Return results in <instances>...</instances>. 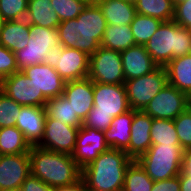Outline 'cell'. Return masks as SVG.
Masks as SVG:
<instances>
[{
	"mask_svg": "<svg viewBox=\"0 0 191 191\" xmlns=\"http://www.w3.org/2000/svg\"><path fill=\"white\" fill-rule=\"evenodd\" d=\"M30 170L49 187L68 186L81 179L82 169L72 155L31 146L29 150Z\"/></svg>",
	"mask_w": 191,
	"mask_h": 191,
	"instance_id": "cell-3",
	"label": "cell"
},
{
	"mask_svg": "<svg viewBox=\"0 0 191 191\" xmlns=\"http://www.w3.org/2000/svg\"><path fill=\"white\" fill-rule=\"evenodd\" d=\"M45 121V107L22 106L15 126L23 133L30 146H37L43 139Z\"/></svg>",
	"mask_w": 191,
	"mask_h": 191,
	"instance_id": "cell-17",
	"label": "cell"
},
{
	"mask_svg": "<svg viewBox=\"0 0 191 191\" xmlns=\"http://www.w3.org/2000/svg\"><path fill=\"white\" fill-rule=\"evenodd\" d=\"M51 4L61 22L76 19L87 5L82 0H51Z\"/></svg>",
	"mask_w": 191,
	"mask_h": 191,
	"instance_id": "cell-34",
	"label": "cell"
},
{
	"mask_svg": "<svg viewBox=\"0 0 191 191\" xmlns=\"http://www.w3.org/2000/svg\"><path fill=\"white\" fill-rule=\"evenodd\" d=\"M181 171L191 176V148L183 150Z\"/></svg>",
	"mask_w": 191,
	"mask_h": 191,
	"instance_id": "cell-41",
	"label": "cell"
},
{
	"mask_svg": "<svg viewBox=\"0 0 191 191\" xmlns=\"http://www.w3.org/2000/svg\"><path fill=\"white\" fill-rule=\"evenodd\" d=\"M161 23L162 21L157 18L136 13L130 24L135 45H146Z\"/></svg>",
	"mask_w": 191,
	"mask_h": 191,
	"instance_id": "cell-31",
	"label": "cell"
},
{
	"mask_svg": "<svg viewBox=\"0 0 191 191\" xmlns=\"http://www.w3.org/2000/svg\"><path fill=\"white\" fill-rule=\"evenodd\" d=\"M152 119L144 111L133 110L130 143L124 150L132 160L144 155L152 145L150 136Z\"/></svg>",
	"mask_w": 191,
	"mask_h": 191,
	"instance_id": "cell-18",
	"label": "cell"
},
{
	"mask_svg": "<svg viewBox=\"0 0 191 191\" xmlns=\"http://www.w3.org/2000/svg\"><path fill=\"white\" fill-rule=\"evenodd\" d=\"M45 110L48 117L57 119L67 125L79 128L83 124V121L74 114L71 104L63 95L48 99Z\"/></svg>",
	"mask_w": 191,
	"mask_h": 191,
	"instance_id": "cell-27",
	"label": "cell"
},
{
	"mask_svg": "<svg viewBox=\"0 0 191 191\" xmlns=\"http://www.w3.org/2000/svg\"><path fill=\"white\" fill-rule=\"evenodd\" d=\"M79 128L62 123L46 115L44 135L37 145L40 148L72 155Z\"/></svg>",
	"mask_w": 191,
	"mask_h": 191,
	"instance_id": "cell-13",
	"label": "cell"
},
{
	"mask_svg": "<svg viewBox=\"0 0 191 191\" xmlns=\"http://www.w3.org/2000/svg\"><path fill=\"white\" fill-rule=\"evenodd\" d=\"M135 45L130 25H107L100 46L114 50L123 51Z\"/></svg>",
	"mask_w": 191,
	"mask_h": 191,
	"instance_id": "cell-26",
	"label": "cell"
},
{
	"mask_svg": "<svg viewBox=\"0 0 191 191\" xmlns=\"http://www.w3.org/2000/svg\"><path fill=\"white\" fill-rule=\"evenodd\" d=\"M23 191H54L36 176L30 174L21 185Z\"/></svg>",
	"mask_w": 191,
	"mask_h": 191,
	"instance_id": "cell-39",
	"label": "cell"
},
{
	"mask_svg": "<svg viewBox=\"0 0 191 191\" xmlns=\"http://www.w3.org/2000/svg\"><path fill=\"white\" fill-rule=\"evenodd\" d=\"M22 71L33 82L38 92H42L47 99L63 95L66 82L53 67L41 63Z\"/></svg>",
	"mask_w": 191,
	"mask_h": 191,
	"instance_id": "cell-16",
	"label": "cell"
},
{
	"mask_svg": "<svg viewBox=\"0 0 191 191\" xmlns=\"http://www.w3.org/2000/svg\"><path fill=\"white\" fill-rule=\"evenodd\" d=\"M173 21L183 28L191 30V0L174 5Z\"/></svg>",
	"mask_w": 191,
	"mask_h": 191,
	"instance_id": "cell-38",
	"label": "cell"
},
{
	"mask_svg": "<svg viewBox=\"0 0 191 191\" xmlns=\"http://www.w3.org/2000/svg\"><path fill=\"white\" fill-rule=\"evenodd\" d=\"M153 183L140 164L133 160L126 169L122 191H151Z\"/></svg>",
	"mask_w": 191,
	"mask_h": 191,
	"instance_id": "cell-30",
	"label": "cell"
},
{
	"mask_svg": "<svg viewBox=\"0 0 191 191\" xmlns=\"http://www.w3.org/2000/svg\"><path fill=\"white\" fill-rule=\"evenodd\" d=\"M30 24L25 20L5 21L0 33V44L15 53L28 45Z\"/></svg>",
	"mask_w": 191,
	"mask_h": 191,
	"instance_id": "cell-22",
	"label": "cell"
},
{
	"mask_svg": "<svg viewBox=\"0 0 191 191\" xmlns=\"http://www.w3.org/2000/svg\"><path fill=\"white\" fill-rule=\"evenodd\" d=\"M133 121V109L113 118L108 129L104 131L106 144L112 149L125 150L130 143Z\"/></svg>",
	"mask_w": 191,
	"mask_h": 191,
	"instance_id": "cell-21",
	"label": "cell"
},
{
	"mask_svg": "<svg viewBox=\"0 0 191 191\" xmlns=\"http://www.w3.org/2000/svg\"><path fill=\"white\" fill-rule=\"evenodd\" d=\"M109 148L103 131L81 126L77 134L72 158L83 169L93 162L100 153L107 151Z\"/></svg>",
	"mask_w": 191,
	"mask_h": 191,
	"instance_id": "cell-14",
	"label": "cell"
},
{
	"mask_svg": "<svg viewBox=\"0 0 191 191\" xmlns=\"http://www.w3.org/2000/svg\"><path fill=\"white\" fill-rule=\"evenodd\" d=\"M94 106L82 126L106 131L113 118L131 110L124 84L93 82Z\"/></svg>",
	"mask_w": 191,
	"mask_h": 191,
	"instance_id": "cell-4",
	"label": "cell"
},
{
	"mask_svg": "<svg viewBox=\"0 0 191 191\" xmlns=\"http://www.w3.org/2000/svg\"><path fill=\"white\" fill-rule=\"evenodd\" d=\"M164 68L168 84L191 95V53L172 59Z\"/></svg>",
	"mask_w": 191,
	"mask_h": 191,
	"instance_id": "cell-23",
	"label": "cell"
},
{
	"mask_svg": "<svg viewBox=\"0 0 191 191\" xmlns=\"http://www.w3.org/2000/svg\"><path fill=\"white\" fill-rule=\"evenodd\" d=\"M25 20L29 24L46 28H57L61 23L52 8L51 0H29Z\"/></svg>",
	"mask_w": 191,
	"mask_h": 191,
	"instance_id": "cell-25",
	"label": "cell"
},
{
	"mask_svg": "<svg viewBox=\"0 0 191 191\" xmlns=\"http://www.w3.org/2000/svg\"><path fill=\"white\" fill-rule=\"evenodd\" d=\"M29 0H0V16L4 21L25 19Z\"/></svg>",
	"mask_w": 191,
	"mask_h": 191,
	"instance_id": "cell-35",
	"label": "cell"
},
{
	"mask_svg": "<svg viewBox=\"0 0 191 191\" xmlns=\"http://www.w3.org/2000/svg\"><path fill=\"white\" fill-rule=\"evenodd\" d=\"M0 90L22 106L45 107L48 100L42 92H38L36 86L23 71H17L5 77L0 82Z\"/></svg>",
	"mask_w": 191,
	"mask_h": 191,
	"instance_id": "cell-12",
	"label": "cell"
},
{
	"mask_svg": "<svg viewBox=\"0 0 191 191\" xmlns=\"http://www.w3.org/2000/svg\"><path fill=\"white\" fill-rule=\"evenodd\" d=\"M152 144H180L173 120L152 119Z\"/></svg>",
	"mask_w": 191,
	"mask_h": 191,
	"instance_id": "cell-32",
	"label": "cell"
},
{
	"mask_svg": "<svg viewBox=\"0 0 191 191\" xmlns=\"http://www.w3.org/2000/svg\"><path fill=\"white\" fill-rule=\"evenodd\" d=\"M184 1H187V0H176V5H177L178 3H182V2H184Z\"/></svg>",
	"mask_w": 191,
	"mask_h": 191,
	"instance_id": "cell-48",
	"label": "cell"
},
{
	"mask_svg": "<svg viewBox=\"0 0 191 191\" xmlns=\"http://www.w3.org/2000/svg\"><path fill=\"white\" fill-rule=\"evenodd\" d=\"M173 122L182 149L191 148V112L188 108L176 117Z\"/></svg>",
	"mask_w": 191,
	"mask_h": 191,
	"instance_id": "cell-36",
	"label": "cell"
},
{
	"mask_svg": "<svg viewBox=\"0 0 191 191\" xmlns=\"http://www.w3.org/2000/svg\"><path fill=\"white\" fill-rule=\"evenodd\" d=\"M30 148V144L16 126L0 128L1 155L29 153Z\"/></svg>",
	"mask_w": 191,
	"mask_h": 191,
	"instance_id": "cell-28",
	"label": "cell"
},
{
	"mask_svg": "<svg viewBox=\"0 0 191 191\" xmlns=\"http://www.w3.org/2000/svg\"><path fill=\"white\" fill-rule=\"evenodd\" d=\"M89 62L87 53L61 44L51 48L44 58V64L53 67L65 82L87 78Z\"/></svg>",
	"mask_w": 191,
	"mask_h": 191,
	"instance_id": "cell-7",
	"label": "cell"
},
{
	"mask_svg": "<svg viewBox=\"0 0 191 191\" xmlns=\"http://www.w3.org/2000/svg\"><path fill=\"white\" fill-rule=\"evenodd\" d=\"M188 110L191 112V95L188 97Z\"/></svg>",
	"mask_w": 191,
	"mask_h": 191,
	"instance_id": "cell-45",
	"label": "cell"
},
{
	"mask_svg": "<svg viewBox=\"0 0 191 191\" xmlns=\"http://www.w3.org/2000/svg\"><path fill=\"white\" fill-rule=\"evenodd\" d=\"M125 1L131 2V3H135L136 2V0H125Z\"/></svg>",
	"mask_w": 191,
	"mask_h": 191,
	"instance_id": "cell-50",
	"label": "cell"
},
{
	"mask_svg": "<svg viewBox=\"0 0 191 191\" xmlns=\"http://www.w3.org/2000/svg\"><path fill=\"white\" fill-rule=\"evenodd\" d=\"M108 0H90V5H99L102 2H106Z\"/></svg>",
	"mask_w": 191,
	"mask_h": 191,
	"instance_id": "cell-44",
	"label": "cell"
},
{
	"mask_svg": "<svg viewBox=\"0 0 191 191\" xmlns=\"http://www.w3.org/2000/svg\"><path fill=\"white\" fill-rule=\"evenodd\" d=\"M21 107L0 90V128L15 126Z\"/></svg>",
	"mask_w": 191,
	"mask_h": 191,
	"instance_id": "cell-33",
	"label": "cell"
},
{
	"mask_svg": "<svg viewBox=\"0 0 191 191\" xmlns=\"http://www.w3.org/2000/svg\"><path fill=\"white\" fill-rule=\"evenodd\" d=\"M4 20L2 19V17L0 16V33H1V30H2V26L4 24Z\"/></svg>",
	"mask_w": 191,
	"mask_h": 191,
	"instance_id": "cell-46",
	"label": "cell"
},
{
	"mask_svg": "<svg viewBox=\"0 0 191 191\" xmlns=\"http://www.w3.org/2000/svg\"><path fill=\"white\" fill-rule=\"evenodd\" d=\"M82 1H84L86 4L90 5V0H82Z\"/></svg>",
	"mask_w": 191,
	"mask_h": 191,
	"instance_id": "cell-49",
	"label": "cell"
},
{
	"mask_svg": "<svg viewBox=\"0 0 191 191\" xmlns=\"http://www.w3.org/2000/svg\"><path fill=\"white\" fill-rule=\"evenodd\" d=\"M136 13L157 18L162 22L172 21L174 4L171 0H136Z\"/></svg>",
	"mask_w": 191,
	"mask_h": 191,
	"instance_id": "cell-29",
	"label": "cell"
},
{
	"mask_svg": "<svg viewBox=\"0 0 191 191\" xmlns=\"http://www.w3.org/2000/svg\"><path fill=\"white\" fill-rule=\"evenodd\" d=\"M98 6L107 25H130L136 15L134 3L125 0H108Z\"/></svg>",
	"mask_w": 191,
	"mask_h": 191,
	"instance_id": "cell-24",
	"label": "cell"
},
{
	"mask_svg": "<svg viewBox=\"0 0 191 191\" xmlns=\"http://www.w3.org/2000/svg\"><path fill=\"white\" fill-rule=\"evenodd\" d=\"M63 96L71 104L74 114L83 121L94 106L93 81L88 77L81 80L67 81Z\"/></svg>",
	"mask_w": 191,
	"mask_h": 191,
	"instance_id": "cell-19",
	"label": "cell"
},
{
	"mask_svg": "<svg viewBox=\"0 0 191 191\" xmlns=\"http://www.w3.org/2000/svg\"><path fill=\"white\" fill-rule=\"evenodd\" d=\"M107 22L98 5L87 4L76 19L61 22L58 27L60 44L94 54L100 47Z\"/></svg>",
	"mask_w": 191,
	"mask_h": 191,
	"instance_id": "cell-1",
	"label": "cell"
},
{
	"mask_svg": "<svg viewBox=\"0 0 191 191\" xmlns=\"http://www.w3.org/2000/svg\"><path fill=\"white\" fill-rule=\"evenodd\" d=\"M88 78L97 83L124 84L121 53L100 46L90 55Z\"/></svg>",
	"mask_w": 191,
	"mask_h": 191,
	"instance_id": "cell-10",
	"label": "cell"
},
{
	"mask_svg": "<svg viewBox=\"0 0 191 191\" xmlns=\"http://www.w3.org/2000/svg\"><path fill=\"white\" fill-rule=\"evenodd\" d=\"M5 191H23L21 187H18V188H13V189H10V190H5Z\"/></svg>",
	"mask_w": 191,
	"mask_h": 191,
	"instance_id": "cell-47",
	"label": "cell"
},
{
	"mask_svg": "<svg viewBox=\"0 0 191 191\" xmlns=\"http://www.w3.org/2000/svg\"><path fill=\"white\" fill-rule=\"evenodd\" d=\"M178 176L180 181V191H191V176L182 171Z\"/></svg>",
	"mask_w": 191,
	"mask_h": 191,
	"instance_id": "cell-42",
	"label": "cell"
},
{
	"mask_svg": "<svg viewBox=\"0 0 191 191\" xmlns=\"http://www.w3.org/2000/svg\"><path fill=\"white\" fill-rule=\"evenodd\" d=\"M30 174L28 153L0 156V191L21 187Z\"/></svg>",
	"mask_w": 191,
	"mask_h": 191,
	"instance_id": "cell-15",
	"label": "cell"
},
{
	"mask_svg": "<svg viewBox=\"0 0 191 191\" xmlns=\"http://www.w3.org/2000/svg\"><path fill=\"white\" fill-rule=\"evenodd\" d=\"M168 84L164 67H157L150 74L124 82L130 108L143 111L149 102Z\"/></svg>",
	"mask_w": 191,
	"mask_h": 191,
	"instance_id": "cell-9",
	"label": "cell"
},
{
	"mask_svg": "<svg viewBox=\"0 0 191 191\" xmlns=\"http://www.w3.org/2000/svg\"><path fill=\"white\" fill-rule=\"evenodd\" d=\"M151 191H180L179 176L167 180L154 181Z\"/></svg>",
	"mask_w": 191,
	"mask_h": 191,
	"instance_id": "cell-40",
	"label": "cell"
},
{
	"mask_svg": "<svg viewBox=\"0 0 191 191\" xmlns=\"http://www.w3.org/2000/svg\"><path fill=\"white\" fill-rule=\"evenodd\" d=\"M17 71L15 53L0 44V82Z\"/></svg>",
	"mask_w": 191,
	"mask_h": 191,
	"instance_id": "cell-37",
	"label": "cell"
},
{
	"mask_svg": "<svg viewBox=\"0 0 191 191\" xmlns=\"http://www.w3.org/2000/svg\"><path fill=\"white\" fill-rule=\"evenodd\" d=\"M183 149L180 144H152L136 161L153 181L178 176L182 168Z\"/></svg>",
	"mask_w": 191,
	"mask_h": 191,
	"instance_id": "cell-6",
	"label": "cell"
},
{
	"mask_svg": "<svg viewBox=\"0 0 191 191\" xmlns=\"http://www.w3.org/2000/svg\"><path fill=\"white\" fill-rule=\"evenodd\" d=\"M133 160L124 150L109 148L82 169V181L89 191H122L125 172Z\"/></svg>",
	"mask_w": 191,
	"mask_h": 191,
	"instance_id": "cell-2",
	"label": "cell"
},
{
	"mask_svg": "<svg viewBox=\"0 0 191 191\" xmlns=\"http://www.w3.org/2000/svg\"><path fill=\"white\" fill-rule=\"evenodd\" d=\"M60 45L57 28H46L30 24L28 45L15 52L18 71L44 63L46 54L51 48Z\"/></svg>",
	"mask_w": 191,
	"mask_h": 191,
	"instance_id": "cell-8",
	"label": "cell"
},
{
	"mask_svg": "<svg viewBox=\"0 0 191 191\" xmlns=\"http://www.w3.org/2000/svg\"><path fill=\"white\" fill-rule=\"evenodd\" d=\"M85 188L82 178L71 185L55 187L54 191H82Z\"/></svg>",
	"mask_w": 191,
	"mask_h": 191,
	"instance_id": "cell-43",
	"label": "cell"
},
{
	"mask_svg": "<svg viewBox=\"0 0 191 191\" xmlns=\"http://www.w3.org/2000/svg\"><path fill=\"white\" fill-rule=\"evenodd\" d=\"M173 2L174 5H176V0H171Z\"/></svg>",
	"mask_w": 191,
	"mask_h": 191,
	"instance_id": "cell-51",
	"label": "cell"
},
{
	"mask_svg": "<svg viewBox=\"0 0 191 191\" xmlns=\"http://www.w3.org/2000/svg\"><path fill=\"white\" fill-rule=\"evenodd\" d=\"M188 95L167 84L143 110L153 119L174 120L188 108Z\"/></svg>",
	"mask_w": 191,
	"mask_h": 191,
	"instance_id": "cell-11",
	"label": "cell"
},
{
	"mask_svg": "<svg viewBox=\"0 0 191 191\" xmlns=\"http://www.w3.org/2000/svg\"><path fill=\"white\" fill-rule=\"evenodd\" d=\"M145 48L158 67H165L172 59L191 53V30L173 20L162 22Z\"/></svg>",
	"mask_w": 191,
	"mask_h": 191,
	"instance_id": "cell-5",
	"label": "cell"
},
{
	"mask_svg": "<svg viewBox=\"0 0 191 191\" xmlns=\"http://www.w3.org/2000/svg\"><path fill=\"white\" fill-rule=\"evenodd\" d=\"M120 53L125 81L150 74L158 67L145 45H134Z\"/></svg>",
	"mask_w": 191,
	"mask_h": 191,
	"instance_id": "cell-20",
	"label": "cell"
}]
</instances>
